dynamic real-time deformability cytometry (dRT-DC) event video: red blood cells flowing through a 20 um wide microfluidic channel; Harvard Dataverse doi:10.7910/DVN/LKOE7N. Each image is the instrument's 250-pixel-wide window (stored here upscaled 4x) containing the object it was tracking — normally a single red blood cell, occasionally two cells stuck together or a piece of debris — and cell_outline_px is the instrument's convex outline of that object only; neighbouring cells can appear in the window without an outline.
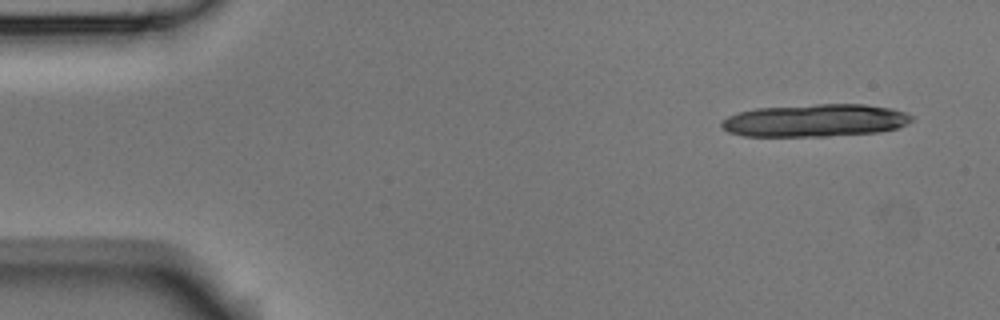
{"species": "Egyptian fruit bat (a non-hibernating species)", "species_latin": "Rousettus aegyptiacus", "temperature_condition": "room temperature", "stored_images_in_passage": 5, "camera_frame_rate_fps": 3000, "um_per_image_px": 0.085, "animal": {"sex": "male"}, "frame": {"image": 1, "passage_image": 1, "time_ms": 0.0, "image_size_px": [1000, 320], "cell_outline_px": [[916, 116], [908, 124], [896, 128], [880, 132], [824, 136], [744, 136], [728, 132], [720, 124], [720, 120], [728, 116], [740, 112], [756, 108], [816, 104], [864, 104], [892, 108]], "centroid_in_image_um": [69.31, 10.23], "position_along_channel_um": 15.7, "area_um2": 36.3}}